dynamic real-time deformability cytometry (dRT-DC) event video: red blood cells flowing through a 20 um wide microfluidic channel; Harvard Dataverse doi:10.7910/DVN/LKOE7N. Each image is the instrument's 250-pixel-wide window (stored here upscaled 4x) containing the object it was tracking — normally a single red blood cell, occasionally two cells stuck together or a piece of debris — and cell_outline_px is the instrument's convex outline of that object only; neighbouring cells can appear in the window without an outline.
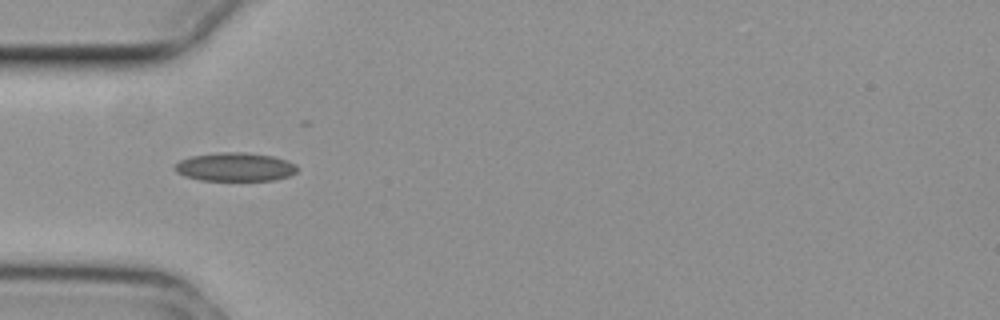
{"species": "common noctule bat (a hibernating species)", "species_latin": "Nyctalus noctula", "temperature_condition": "cold", "stored_images_in_passage": 39, "camera_frame_rate_fps": 3000, "um_per_image_px": 0.085, "animal": {"sex": "female", "body_mass_g": 29.2, "forearm_length_mm": 56.3}, "frame": {"image": 1, "passage_image": 1, "time_ms": 0.0, "image_size_px": [1000, 320], "cell_outline_px": [[300, 168], [296, 172], [288, 176], [276, 180], [200, 180], [184, 176], [176, 172], [172, 168], [180, 160], [192, 156], [220, 152], [244, 152], [272, 156], [288, 160], [296, 164]], "centroid_in_image_um": [20.0, 14.19], "position_along_channel_um": 65.0, "area_um2": 20.52}}
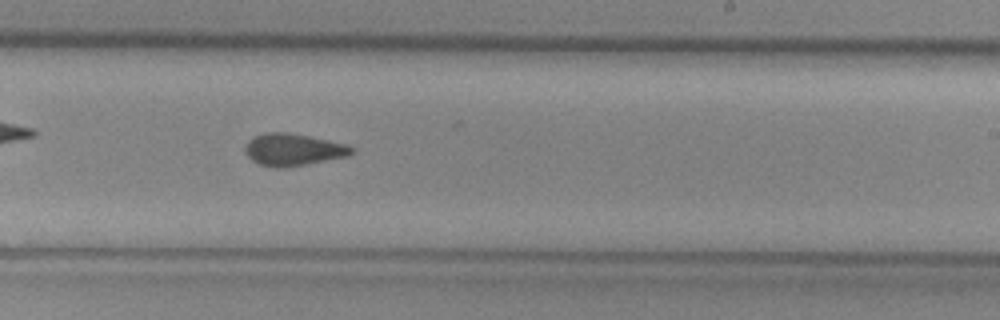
{"frame": {"image": 2, "passage_image": 17, "time_ms": 5.333, "image_size_px": [1000, 320], "cell_outline_px": [[356, 152], [348, 156], [284, 168], [276, 168], [260, 164], [252, 160], [248, 156], [244, 148], [248, 140], [252, 136], [264, 132], [288, 132], [348, 144]], "centroid_in_image_um": [24.91, 12.71], "position_along_channel_um": 264.1, "area_um2": 20.0}}
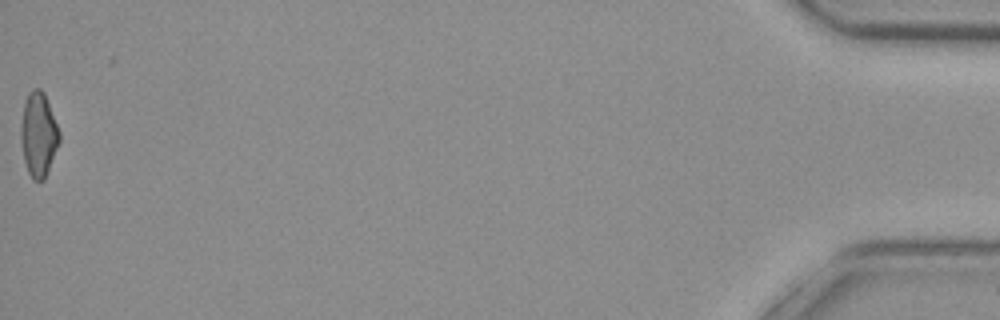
{"frame": {"image": 3, "passage_image": 39, "time_ms": 12.667, "image_size_px": [1000, 320], "cell_outline_px": [[60, 140], [44, 180], [32, 180], [28, 172], [24, 160], [20, 140], [20, 128], [24, 100], [28, 92], [32, 88], [40, 88], [44, 92], [60, 132]], "centroid_in_image_um": [3.25, 11.4], "position_along_channel_um": 431.9, "area_um2": 19.02}, "authors_computed_cell_mechanics": {"area_um2": 19.1896, "velocity_mm_per_s": 3.7428, "shape_relaxation_time_tau1_ms": null, "shape_relaxation_time_tau2_ms": 4.3467, "deformation_change_tau1": null, "deformation_change_tau2": 0.11}}